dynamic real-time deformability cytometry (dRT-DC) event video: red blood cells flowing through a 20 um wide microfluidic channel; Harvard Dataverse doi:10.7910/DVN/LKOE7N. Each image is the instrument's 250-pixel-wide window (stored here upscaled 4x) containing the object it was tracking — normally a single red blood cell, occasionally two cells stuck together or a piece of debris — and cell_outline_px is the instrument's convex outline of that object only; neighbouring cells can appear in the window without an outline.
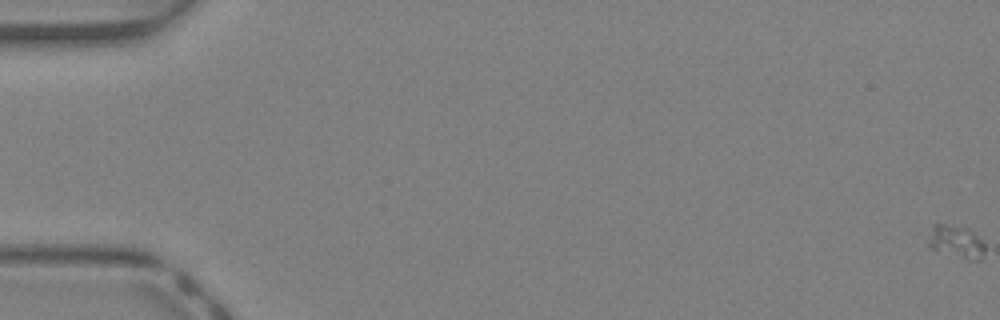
{"species": "Egyptian fruit bat (a non-hibernating species)", "species_latin": "Rousettus aegyptiacus", "temperature_condition": "warm", "stored_images_in_passage": 8, "segment_of_instrument_passage": [1, 2], "camera_frame_rate_fps": 3000, "um_per_image_px": 0.085, "animal": {"sex": "female"}, "frame": {"image": 1, "passage_image": 1, "time_ms": 0.0, "image_size_px": [1000, 320], "cell_outline_px": [[984, 252], [980, 260], [968, 260], [932, 248], [928, 244], [932, 224], [944, 224], [968, 228], [984, 244]], "centroid_in_image_um": [81.28, 20.54], "position_along_channel_um": 3.7, "area_um2": 10.46}}